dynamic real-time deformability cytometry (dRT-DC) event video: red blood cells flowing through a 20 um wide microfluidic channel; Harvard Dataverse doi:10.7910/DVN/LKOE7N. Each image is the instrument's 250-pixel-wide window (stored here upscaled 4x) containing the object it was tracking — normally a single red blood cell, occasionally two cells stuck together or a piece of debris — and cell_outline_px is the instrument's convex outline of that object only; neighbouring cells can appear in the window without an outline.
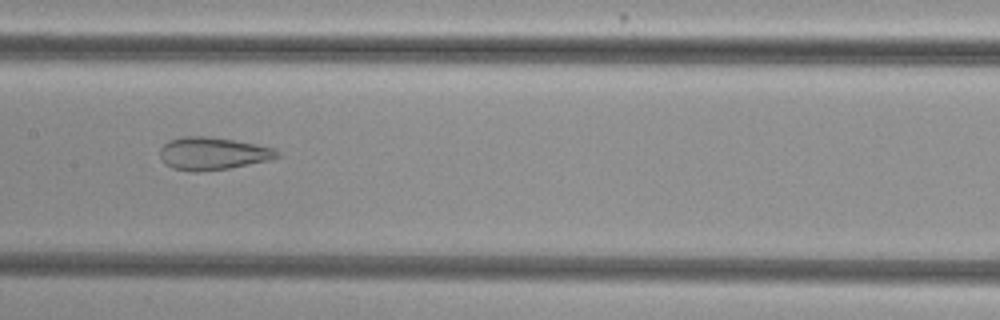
{"species": "common noctule bat (a hibernating species)", "species_latin": "Nyctalus noctula", "temperature_condition": "cold", "stored_images_in_passage": 50, "camera_frame_rate_fps": 3000, "um_per_image_px": 0.085, "animal": {"sex": "female", "body_mass_g": 29.2, "forearm_length_mm": 56.3}, "frame": {"image": 1, "passage_image": 23, "time_ms": 7.333, "image_size_px": [1000, 320], "cell_outline_px": [[280, 156], [272, 160], [228, 168], [196, 172], [192, 172], [172, 168], [164, 164], [160, 156], [160, 148], [168, 140], [180, 136], [208, 136], [256, 144], [276, 148], [280, 152]], "centroid_in_image_um": [18.08, 13.05], "position_along_channel_um": 189.3, "area_um2": 22.54}}
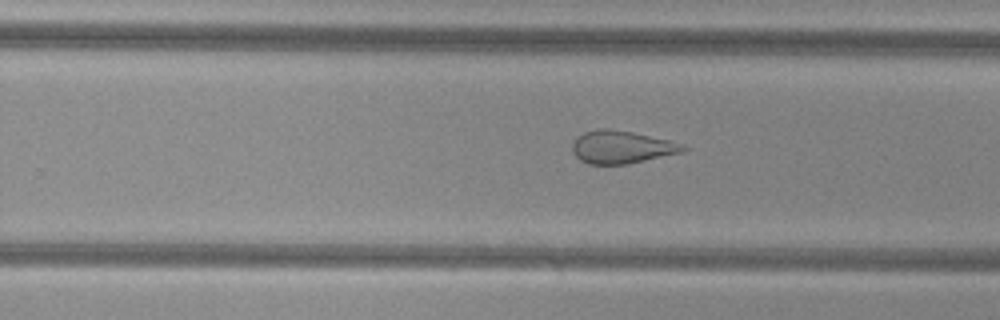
{"frame": {"image": 2, "passage_image": 30, "time_ms": 9.667, "image_size_px": [1000, 320], "cell_outline_px": [[688, 148], [684, 152], [628, 164], [588, 164], [580, 160], [576, 156], [572, 148], [572, 144], [576, 136], [584, 132], [600, 128], [608, 128], [632, 132], [668, 140], [684, 144]], "centroid_in_image_um": [52.84, 12.5], "position_along_channel_um": 277.0, "area_um2": 21.21}}
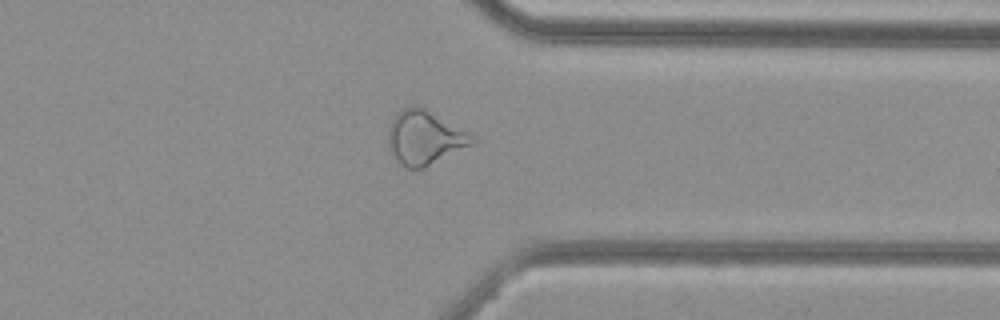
{"frame": {"image": 3, "passage_image": 38, "time_ms": 12.333, "image_size_px": [1000, 320], "cell_outline_px": [[480, 140], [476, 144], [424, 168], [408, 168], [400, 164], [396, 160], [388, 148], [388, 128], [392, 120], [404, 108], [416, 104], [424, 108], [468, 132]], "centroid_in_image_um": [36.13, 11.73], "position_along_channel_um": 375.3, "area_um2": 26.59}, "authors_computed_cell_mechanics": {"area_um2": 27.8885, "velocity_mm_per_s": 3.7721, "shape_relaxation_time_tau1_ms": null, "shape_relaxation_time_tau2_ms": 1.5251, "deformation_change_tau1": null, "deformation_change_tau2": 0.1116}}